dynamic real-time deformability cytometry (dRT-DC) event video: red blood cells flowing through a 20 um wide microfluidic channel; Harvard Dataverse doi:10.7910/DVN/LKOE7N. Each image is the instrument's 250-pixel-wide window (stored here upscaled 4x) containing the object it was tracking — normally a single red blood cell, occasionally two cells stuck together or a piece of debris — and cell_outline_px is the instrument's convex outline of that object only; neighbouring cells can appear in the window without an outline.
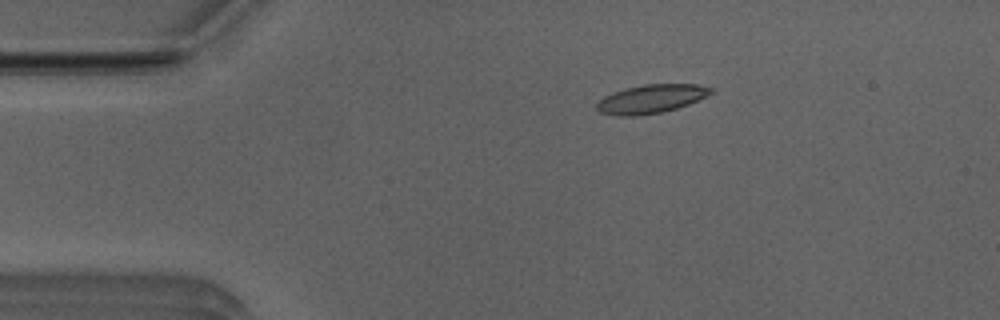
{"species": "Egyptian fruit bat (a non-hibernating species)", "species_latin": "Rousettus aegyptiacus", "temperature_condition": "room temperature", "stored_images_in_passage": 44, "camera_frame_rate_fps": 3000, "um_per_image_px": 0.085, "animal": {"sex": "male"}, "frame": {"image": 1, "passage_image": 2, "time_ms": 0.333, "image_size_px": [1000, 320], "cell_outline_px": [[716, 88], [712, 92], [688, 104], [676, 108], [660, 112], [636, 116], [620, 116], [600, 112], [596, 108], [596, 104], [604, 96], [612, 92], [624, 88], [644, 84], [696, 84]], "centroid_in_image_um": [55.31, 8.39], "position_along_channel_um": 29.7, "area_um2": 18.9}}
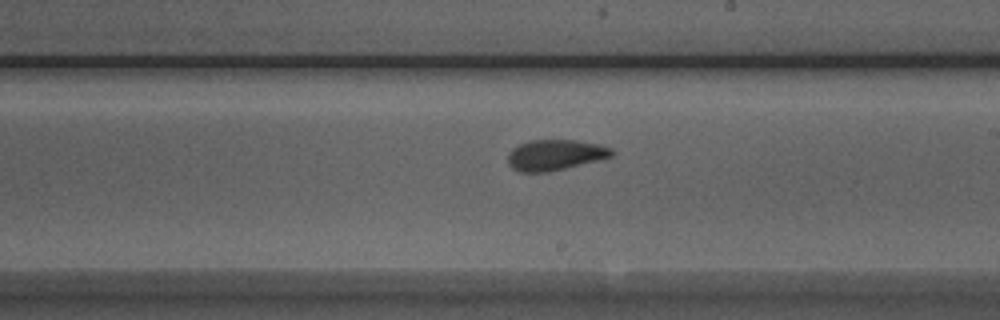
{"frame": {"image": 2, "passage_image": 22, "time_ms": 7.0, "image_size_px": [1000, 320], "cell_outline_px": [[612, 156], [600, 160], [548, 172], [520, 172], [512, 168], [508, 164], [508, 152], [512, 148], [528, 140], [576, 140], [600, 144], [612, 148]], "centroid_in_image_um": [47.17, 13.17], "position_along_channel_um": 241.8, "area_um2": 18.67}}
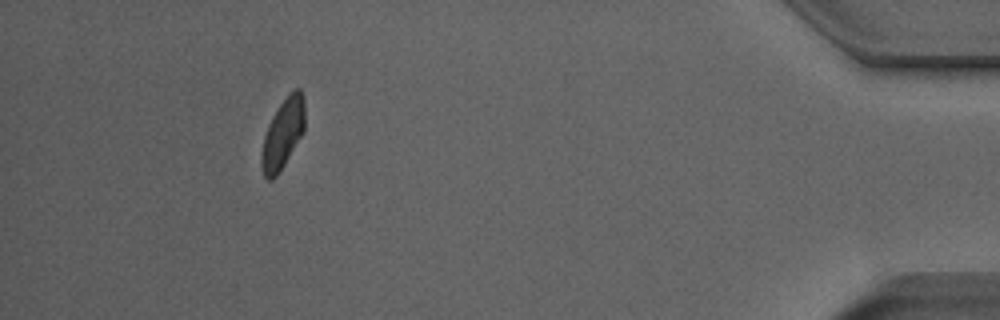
{"frame": {"image": 3, "passage_image": 40, "time_ms": 13.0, "image_size_px": [1000, 320], "cell_outline_px": [[304, 132], [284, 164], [276, 176], [272, 180], [268, 180], [264, 176], [260, 164], [260, 156], [264, 136], [268, 124], [272, 116], [280, 104], [296, 88], [300, 88], [304, 96]], "centroid_in_image_um": [24.03, 11.39], "position_along_channel_um": 411.2, "area_um2": 17.51}, "authors_computed_cell_mechanics": {"area_um2": 18.2937, "velocity_mm_per_s": 3.9316, "shape_relaxation_time_tau1_ms": 6.2001, "shape_relaxation_time_tau2_ms": 1.7807, "deformation_change_tau1": 0.1842, "deformation_change_tau2": 0.0854}}